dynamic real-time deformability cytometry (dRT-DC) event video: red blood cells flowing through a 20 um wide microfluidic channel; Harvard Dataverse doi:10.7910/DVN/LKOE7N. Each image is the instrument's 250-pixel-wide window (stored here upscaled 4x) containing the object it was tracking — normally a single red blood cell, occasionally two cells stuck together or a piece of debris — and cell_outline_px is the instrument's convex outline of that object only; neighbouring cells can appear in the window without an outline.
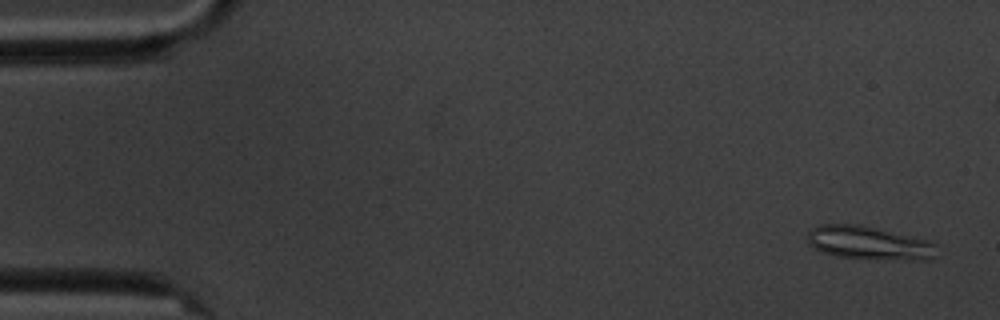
{"species": "common noctule bat (a hibernating species)", "species_latin": "Nyctalus noctula", "temperature_condition": "cold", "stored_images_in_passage": 11, "camera_frame_rate_fps": 3000, "um_per_image_px": 0.085, "animal": {"sex": "male", "body_mass_g": 20.1, "forearm_length_mm": 53.5}, "frame": {"image": 1, "passage_image": 1, "time_ms": 0.0, "image_size_px": [1000, 320], "cell_outline_px": [[936, 256], [928, 260], [880, 260], [836, 256], [820, 252], [808, 244], [808, 232], [812, 228], [820, 224], [860, 224], [928, 240], [936, 244]], "centroid_in_image_um": [73.86, 20.66], "position_along_channel_um": 11.1, "area_um2": 25.55}}
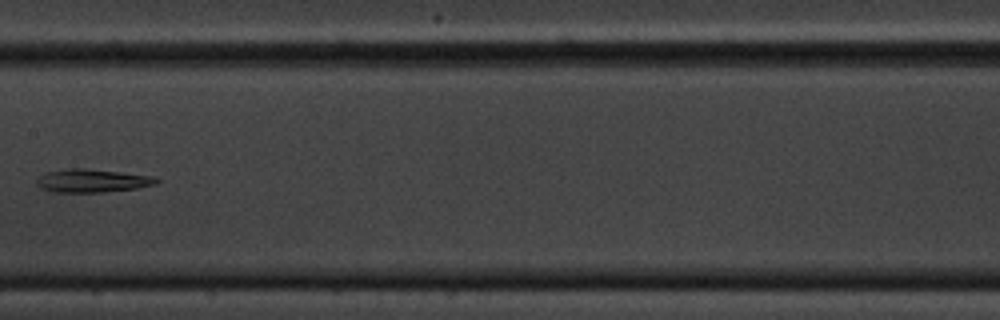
{"frame": {"image": 2, "passage_image": 8, "time_ms": 9.0, "image_size_px": [1000, 320], "cell_outline_px": [[160, 180], [156, 184], [136, 188], [104, 192], [56, 192], [40, 188], [36, 184], [36, 180], [44, 172], [68, 168], [84, 168], [156, 176]], "centroid_in_image_um": [7.83, 15.35], "position_along_channel_um": 199.6, "area_um2": 16.3}}
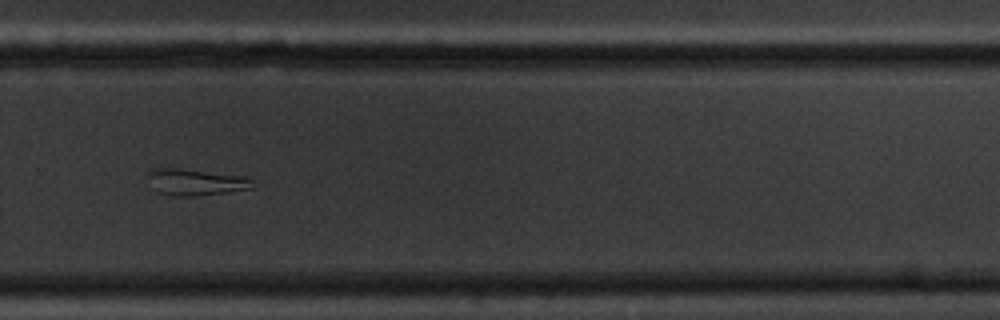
{"frame": {"image": 3, "passage_image": 11, "time_ms": 12.333, "image_size_px": [1000, 320], "cell_outline_px": [[264, 184], [252, 188], [228, 192], [196, 196], [176, 196], [160, 192], [152, 188], [148, 176], [148, 172], [152, 168], [180, 168], [244, 176]], "centroid_in_image_um": [16.73, 15.47], "position_along_channel_um": 313.1, "area_um2": 16.47}}